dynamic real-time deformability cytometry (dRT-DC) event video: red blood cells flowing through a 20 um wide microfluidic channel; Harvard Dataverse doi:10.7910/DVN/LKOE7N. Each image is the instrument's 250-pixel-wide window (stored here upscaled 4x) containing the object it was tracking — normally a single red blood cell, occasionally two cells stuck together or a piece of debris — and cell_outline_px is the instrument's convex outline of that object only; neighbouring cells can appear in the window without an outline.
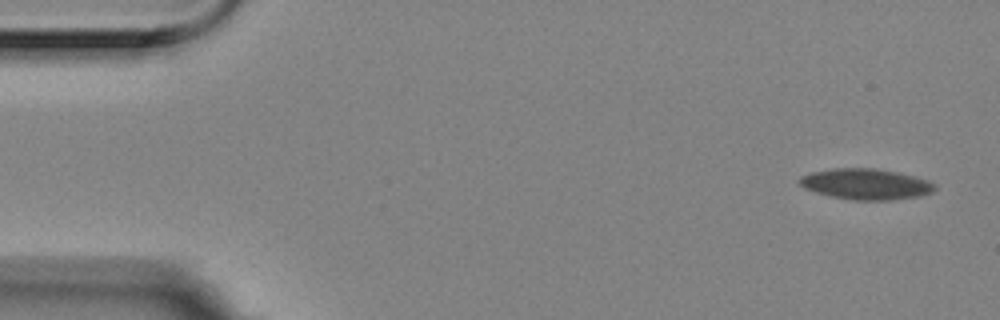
{"species": "Egyptian fruit bat (a non-hibernating species)", "species_latin": "Rousettus aegyptiacus", "temperature_condition": "room temperature", "stored_images_in_passage": 4, "camera_frame_rate_fps": 3000, "um_per_image_px": 0.085, "animal": {"sex": "female"}, "frame": {"image": 1, "passage_image": 1, "time_ms": 0.0, "image_size_px": [1000, 320], "cell_outline_px": [[936, 188], [932, 192], [920, 196], [892, 200], [852, 200], [832, 196], [816, 192], [804, 188], [796, 180], [800, 176], [812, 172], [832, 168], [876, 168], [916, 176], [928, 180], [936, 184]], "centroid_in_image_um": [73.61, 15.64], "position_along_channel_um": 11.4, "area_um2": 24.45}}
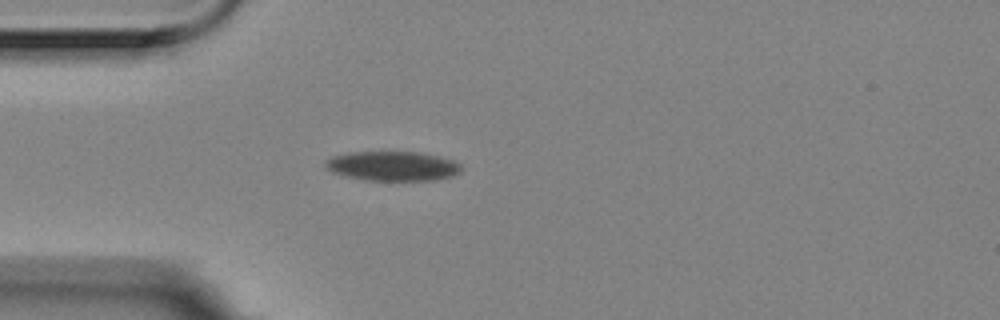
{"frame": {"image": 2, "passage_image": 4, "time_ms": 1.0, "image_size_px": [1000, 320], "cell_outline_px": [[464, 168], [460, 172], [452, 176], [436, 180], [364, 180], [344, 176], [332, 172], [324, 168], [324, 160], [332, 156], [348, 152], [416, 152], [440, 156], [452, 160], [460, 164]], "centroid_in_image_um": [33.34, 14.11], "position_along_channel_um": 51.7, "area_um2": 23.64}}